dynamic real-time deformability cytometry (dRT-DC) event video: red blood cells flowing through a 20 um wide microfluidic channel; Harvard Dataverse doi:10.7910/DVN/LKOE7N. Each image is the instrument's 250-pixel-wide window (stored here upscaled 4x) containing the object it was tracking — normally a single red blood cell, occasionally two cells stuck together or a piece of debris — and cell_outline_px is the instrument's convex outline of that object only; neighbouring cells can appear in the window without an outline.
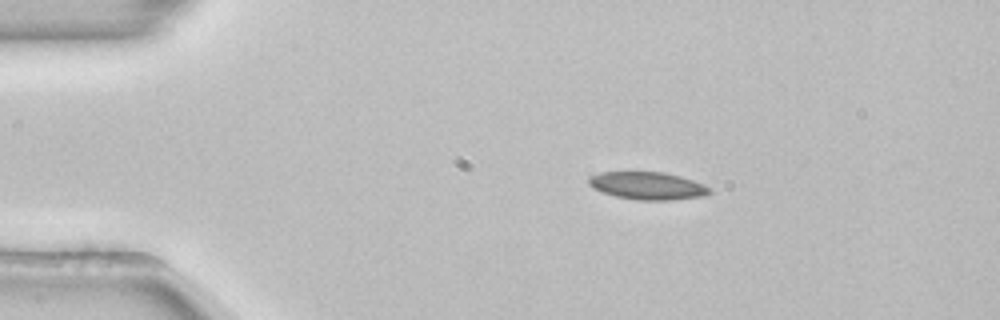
{"species": "common noctule bat (a hibernating species)", "species_latin": "Nyctalus noctula", "temperature_condition": "room temperature", "stored_images_in_passage": 44, "camera_frame_rate_fps": 3000, "um_per_image_px": 0.085, "animal": {"sex": "female", "body_mass_g": 22.7, "forearm_length_mm": 54.2}, "frame": {"image": 1, "passage_image": 1, "time_ms": 0.0, "image_size_px": [1000, 320], "cell_outline_px": [[712, 192], [704, 196], [668, 200], [636, 200], [616, 196], [600, 192], [592, 188], [588, 184], [588, 176], [600, 172], [664, 172], [680, 176], [692, 180], [712, 188]], "centroid_in_image_um": [55.01, 15.79], "position_along_channel_um": 30.0, "area_um2": 19.59}}
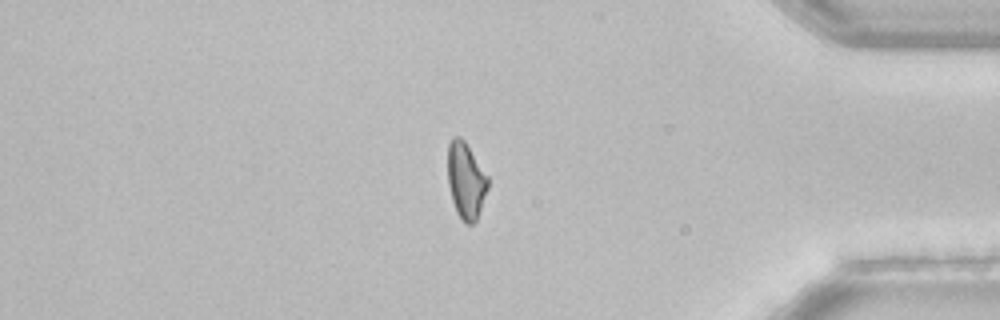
{"frame": {"image": 2, "passage_image": 36, "time_ms": 11.667, "image_size_px": [1000, 320], "cell_outline_px": [[488, 188], [476, 220], [472, 224], [464, 224], [460, 220], [456, 212], [452, 200], [448, 184], [448, 144], [452, 136], [460, 136], [464, 140], [488, 176]], "centroid_in_image_um": [39.59, 15.35], "position_along_channel_um": 395.6, "area_um2": 17.92}}
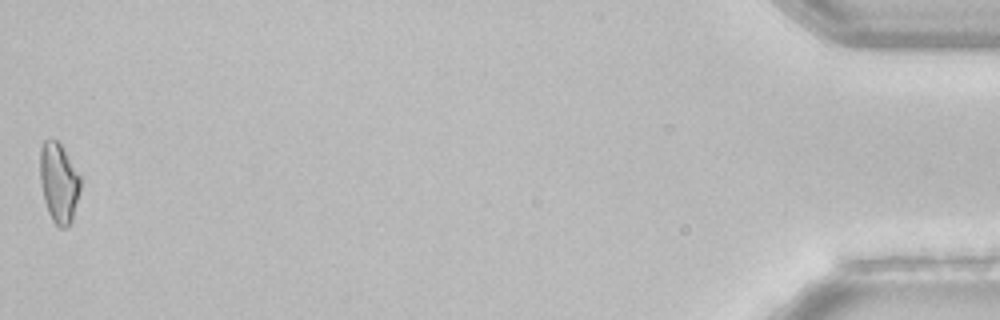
{"frame": {"image": 3, "passage_image": 44, "time_ms": 14.333, "image_size_px": [1000, 320], "cell_outline_px": [[80, 192], [72, 220], [64, 228], [60, 228], [52, 220], [48, 212], [44, 200], [40, 180], [40, 148], [44, 140], [52, 136], [60, 144], [80, 176]], "centroid_in_image_um": [4.98, 15.51], "position_along_channel_um": 430.2, "area_um2": 18.73}}